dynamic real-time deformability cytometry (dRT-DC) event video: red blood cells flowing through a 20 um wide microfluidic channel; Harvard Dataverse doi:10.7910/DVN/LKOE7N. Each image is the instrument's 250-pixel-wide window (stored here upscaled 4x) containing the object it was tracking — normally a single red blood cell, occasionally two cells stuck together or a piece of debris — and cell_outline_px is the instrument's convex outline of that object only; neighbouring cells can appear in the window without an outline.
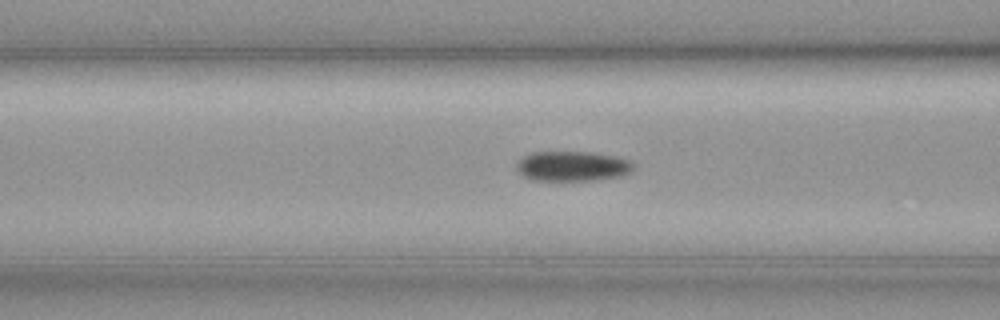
{"species": "common noctule bat (a hibernating species)", "species_latin": "Nyctalus noctula", "temperature_condition": "cold", "stored_images_in_passage": 41, "camera_frame_rate_fps": 3000, "um_per_image_px": 0.085, "animal": {"sex": "female", "body_mass_g": 19.3, "forearm_length_mm": 54.1}, "frame": {"image": 1, "passage_image": 6, "time_ms": 1.667, "image_size_px": [1000, 320], "cell_outline_px": [[636, 168], [632, 172], [624, 176], [596, 180], [532, 180], [524, 176], [516, 168], [516, 164], [524, 156], [532, 152], [592, 152], [616, 156], [632, 160]], "centroid_in_image_um": [48.75, 14.12], "position_along_channel_um": 117.9, "area_um2": 20.69}}
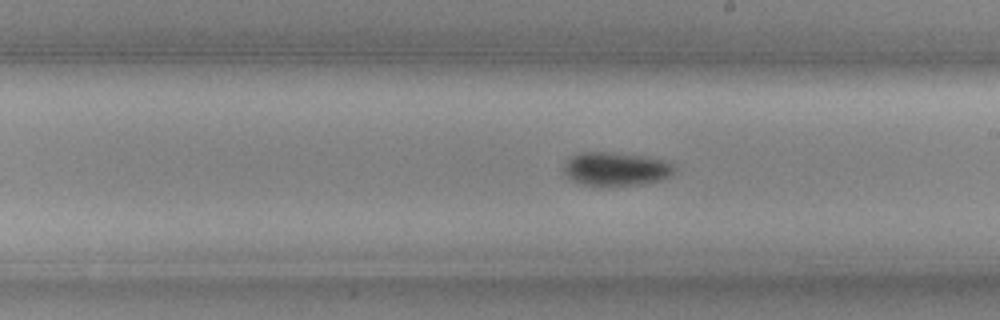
{"frame": {"image": 2, "passage_image": 16, "time_ms": 5.0, "image_size_px": [1000, 320], "cell_outline_px": [[676, 168], [668, 176], [660, 180], [648, 184], [608, 188], [596, 188], [580, 184], [572, 180], [564, 172], [564, 164], [572, 156], [580, 152], [604, 152], [644, 156], [664, 160], [672, 164]], "centroid_in_image_um": [52.33, 14.42], "position_along_channel_um": 236.7, "area_um2": 22.25}}
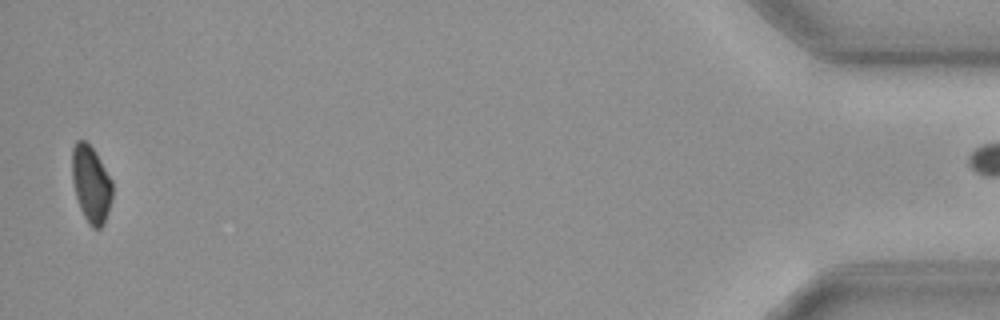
{"frame": {"image": 3, "passage_image": 40, "time_ms": 13.0, "image_size_px": [1000, 320], "cell_outline_px": [[112, 200], [104, 224], [100, 228], [92, 228], [88, 224], [80, 208], [76, 196], [72, 180], [72, 148], [76, 140], [84, 140], [92, 148], [112, 180]], "centroid_in_image_um": [7.73, 15.67], "position_along_channel_um": 427.5, "area_um2": 17.98}}